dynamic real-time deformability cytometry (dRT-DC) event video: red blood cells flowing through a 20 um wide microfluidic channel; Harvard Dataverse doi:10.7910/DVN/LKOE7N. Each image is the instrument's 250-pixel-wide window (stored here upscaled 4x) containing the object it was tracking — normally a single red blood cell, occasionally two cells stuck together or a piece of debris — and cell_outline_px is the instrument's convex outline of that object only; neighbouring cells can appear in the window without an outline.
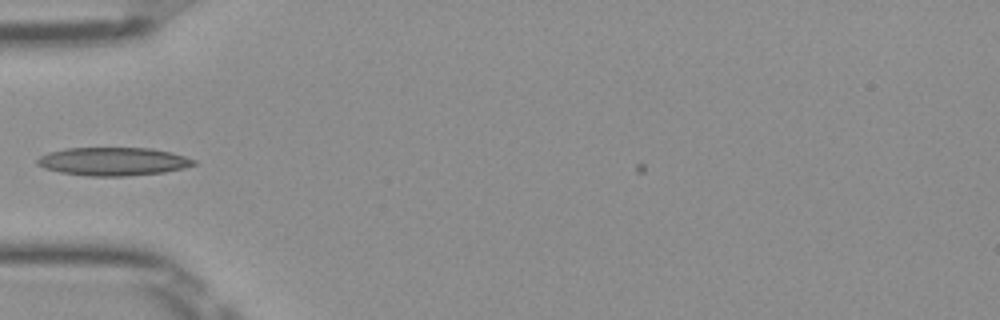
{"species": "Egyptian fruit bat (a non-hibernating species)", "species_latin": "Rousettus aegyptiacus", "temperature_condition": "room temperature", "stored_images_in_passage": 33, "camera_frame_rate_fps": 3000, "um_per_image_px": 0.085, "frame": {"image": 1, "passage_image": 4, "time_ms": 1.0, "image_size_px": [1000, 320], "cell_outline_px": [[196, 164], [184, 168], [164, 172], [124, 176], [88, 176], [60, 172], [44, 168], [36, 164], [36, 160], [40, 156], [48, 152], [64, 148], [152, 148], [172, 152], [196, 160]], "centroid_in_image_um": [9.61, 13.72], "position_along_channel_um": 75.4, "area_um2": 25.84}}
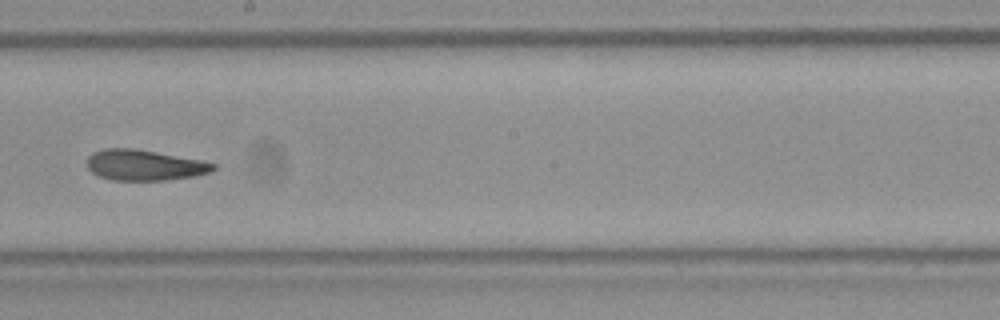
{"frame": {"image": 2, "passage_image": 16, "time_ms": 5.0, "image_size_px": [1000, 320], "cell_outline_px": [[216, 168], [208, 172], [192, 176], [164, 180], [112, 180], [100, 176], [92, 172], [88, 168], [88, 156], [92, 152], [104, 148], [136, 148], [200, 160], [216, 164]], "centroid_in_image_um": [12.24, 14.02], "position_along_channel_um": 236.0, "area_um2": 22.37}}
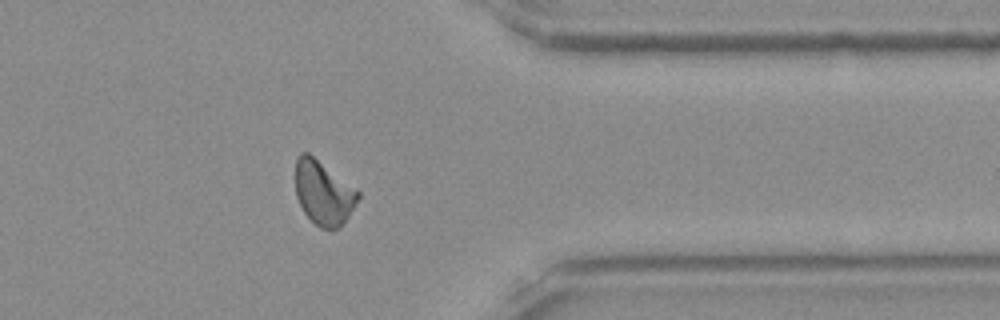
{"frame": {"image": 3, "passage_image": 28, "time_ms": 9.0, "image_size_px": [1000, 320], "cell_outline_px": [[360, 196], [348, 216], [340, 228], [332, 232], [320, 228], [304, 212], [296, 196], [296, 156], [300, 152], [308, 152], [356, 188], [360, 192]], "centroid_in_image_um": [27.5, 16.4], "position_along_channel_um": 383.9, "area_um2": 23.47}, "authors_computed_cell_mechanics": {"area_um2": 23.2934, "velocity_mm_per_s": 3.9863, "shape_relaxation_time_tau1_ms": null, "shape_relaxation_time_tau2_ms": 4.4127, "deformation_change_tau1": null, "deformation_change_tau2": 0.1256}}